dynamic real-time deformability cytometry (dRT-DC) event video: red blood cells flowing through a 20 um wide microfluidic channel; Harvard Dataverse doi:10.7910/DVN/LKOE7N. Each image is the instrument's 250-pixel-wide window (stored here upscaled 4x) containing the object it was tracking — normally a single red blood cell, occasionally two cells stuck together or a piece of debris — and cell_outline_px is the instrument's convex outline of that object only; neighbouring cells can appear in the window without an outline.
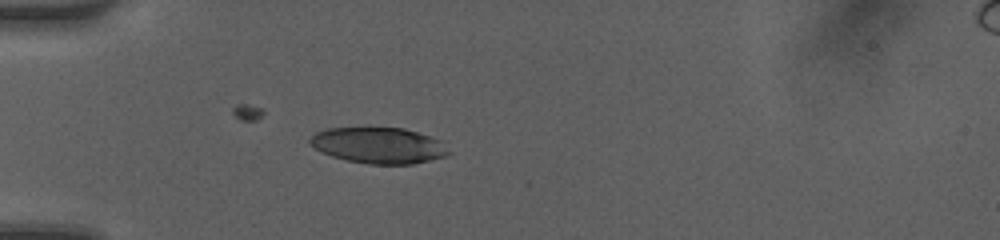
{"species": "human", "species_latin": "Homo sapiens", "temperature_condition": "room temperature", "stored_images_in_passage": 35, "camera_frame_rate_fps": 3000, "um_per_image_px": 0.085, "donor": {"sex": "female"}, "frame": {"image": 1, "passage_image": 1, "time_ms": 0.0, "image_size_px": [1000, 240], "cell_outline_px": [[452, 152], [448, 156], [412, 164], [368, 164], [348, 160], [332, 156], [320, 152], [308, 140], [316, 132], [328, 128], [404, 128], [432, 136], [440, 140]], "centroid_in_image_um": [32.24, 12.36], "position_along_channel_um": 52.8, "area_um2": 29.13}}
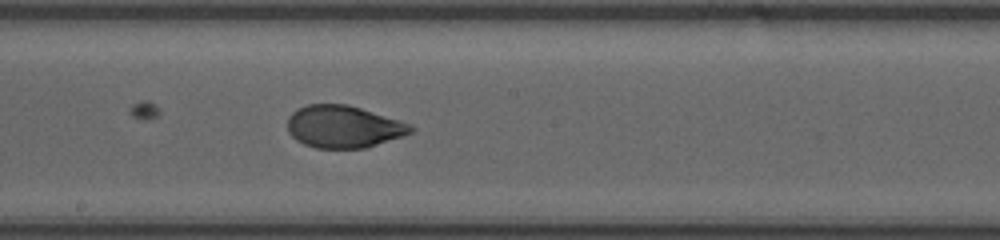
{"frame": {"image": 2, "passage_image": 14, "time_ms": 4.333, "image_size_px": [1000, 240], "cell_outline_px": [[416, 128], [412, 132], [404, 136], [364, 148], [316, 148], [304, 144], [296, 140], [288, 132], [288, 116], [296, 108], [308, 104], [348, 104], [412, 124]], "centroid_in_image_um": [29.2, 10.76], "position_along_channel_um": 219.0, "area_um2": 30.52}}
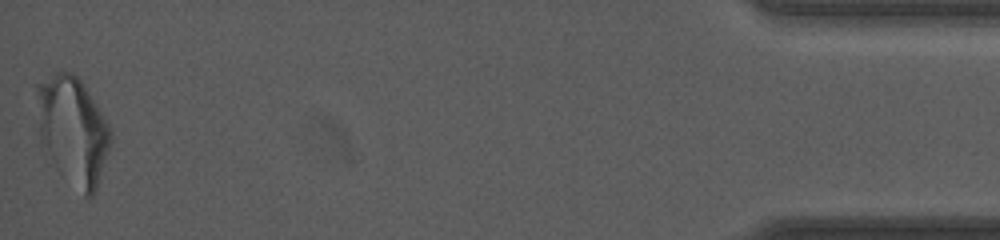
{"frame": {"image": 3, "passage_image": 35, "time_ms": 11.333, "image_size_px": [1000, 240], "cell_outline_px": [[112, 140], [96, 188], [92, 196], [84, 196], [56, 168], [40, 144], [36, 88], [36, 84], [56, 72], [72, 72], [80, 80], [88, 92], [108, 124], [112, 136]], "centroid_in_image_um": [6.17, 11.08], "position_along_channel_um": 429.0, "area_um2": 45.72}, "authors_computed_cell_mechanics": {"area_um2": 31.0386, "velocity_mm_per_s": 4.1983, "shape_relaxation_time_tau1_ms": 3.1248, "shape_relaxation_time_tau2_ms": 1.0061, "deformation_change_tau1": 0.181, "deformation_change_tau2": 0.0581}}